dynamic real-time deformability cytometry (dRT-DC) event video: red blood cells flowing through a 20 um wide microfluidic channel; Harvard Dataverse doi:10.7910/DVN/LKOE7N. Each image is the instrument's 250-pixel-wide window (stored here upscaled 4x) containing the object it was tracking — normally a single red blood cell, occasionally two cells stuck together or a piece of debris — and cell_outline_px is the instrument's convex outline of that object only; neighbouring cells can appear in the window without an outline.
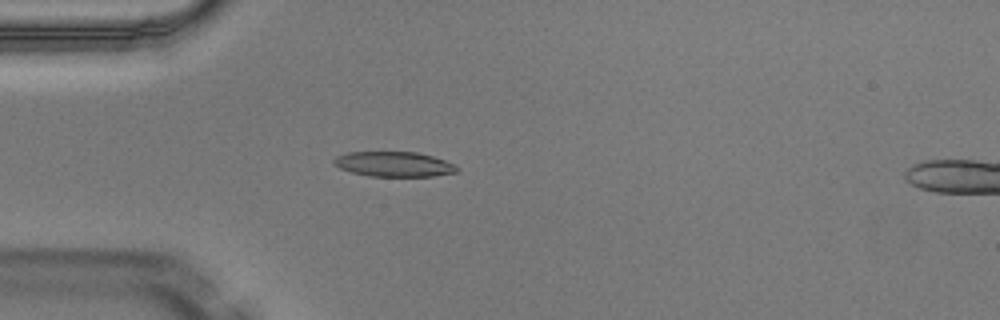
{"species": "Egyptian fruit bat (a non-hibernating species)", "species_latin": "Rousettus aegyptiacus", "temperature_condition": "warm", "stored_images_in_passage": 2, "camera_frame_rate_fps": 3000, "um_per_image_px": 0.085, "animal": {"sex": "male"}, "frame": {"image": 1, "passage_image": 2, "time_ms": 0.333, "image_size_px": [1000, 320], "cell_outline_px": [[460, 168], [456, 172], [432, 176], [368, 176], [352, 172], [340, 168], [332, 164], [332, 160], [336, 156], [348, 152], [416, 152], [432, 156], [456, 164]], "centroid_in_image_um": [33.47, 13.95], "position_along_channel_um": 51.5, "area_um2": 17.98}}